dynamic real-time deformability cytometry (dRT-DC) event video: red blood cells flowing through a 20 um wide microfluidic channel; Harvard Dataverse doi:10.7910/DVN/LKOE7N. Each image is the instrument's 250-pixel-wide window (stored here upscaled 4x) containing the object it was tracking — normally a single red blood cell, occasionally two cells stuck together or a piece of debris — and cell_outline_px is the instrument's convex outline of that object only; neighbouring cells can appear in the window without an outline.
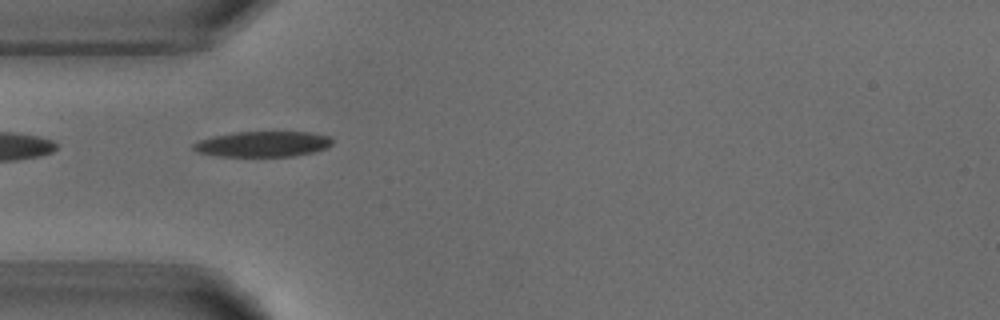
{"species": "common noctule bat (a hibernating species)", "species_latin": "Nyctalus noctula", "temperature_condition": "warm", "stored_images_in_passage": 5, "camera_frame_rate_fps": 3000, "um_per_image_px": 0.085, "animal": {"sex": "male", "body_mass_g": 18.8}, "frame": {"image": 1, "passage_image": 3, "time_ms": 2.333, "image_size_px": [1000, 320], "cell_outline_px": [[332, 144], [328, 148], [312, 152], [292, 156], [220, 156], [196, 152], [192, 148], [192, 144], [200, 140], [212, 136], [236, 132], [312, 132], [328, 136], [332, 140]], "centroid_in_image_um": [22.33, 12.24], "position_along_channel_um": 62.7, "area_um2": 20.63}}
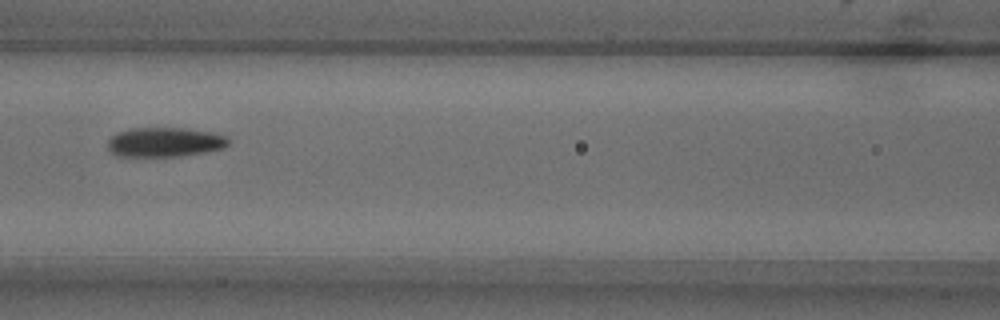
{"frame": {"image": 2, "passage_image": 5, "time_ms": 4.667, "image_size_px": [1000, 320], "cell_outline_px": [[228, 144], [224, 148], [208, 152], [184, 156], [116, 156], [108, 152], [108, 140], [116, 132], [128, 128], [184, 128], [212, 132], [228, 136]], "centroid_in_image_um": [13.99, 12.08], "position_along_channel_um": 152.6, "area_um2": 21.1}}